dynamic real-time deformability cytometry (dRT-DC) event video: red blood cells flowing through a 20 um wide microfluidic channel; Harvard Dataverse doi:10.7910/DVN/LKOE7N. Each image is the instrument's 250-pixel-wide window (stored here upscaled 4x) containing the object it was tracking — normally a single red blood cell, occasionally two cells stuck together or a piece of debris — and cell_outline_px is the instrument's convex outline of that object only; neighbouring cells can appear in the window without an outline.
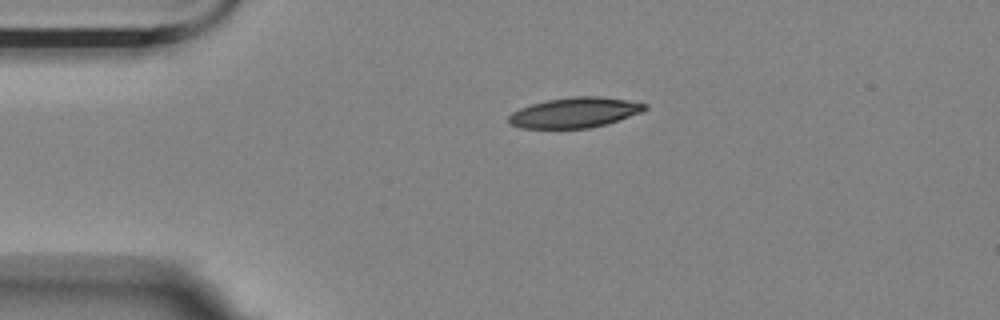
{"species": "Egyptian fruit bat (a non-hibernating species)", "species_latin": "Rousettus aegyptiacus", "temperature_condition": "room temperature", "stored_images_in_passage": 2, "camera_frame_rate_fps": 3000, "um_per_image_px": 0.085, "animal": {"sex": "female"}, "frame": {"image": 1, "passage_image": 1, "time_ms": 0.0, "image_size_px": [1000, 320], "cell_outline_px": [[648, 108], [640, 112], [608, 124], [588, 128], [520, 128], [508, 124], [508, 116], [512, 112], [520, 108], [532, 104], [548, 100], [572, 96], [596, 96], [624, 100], [648, 104]], "centroid_in_image_um": [48.81, 9.58], "position_along_channel_um": 36.2, "area_um2": 23.87}}
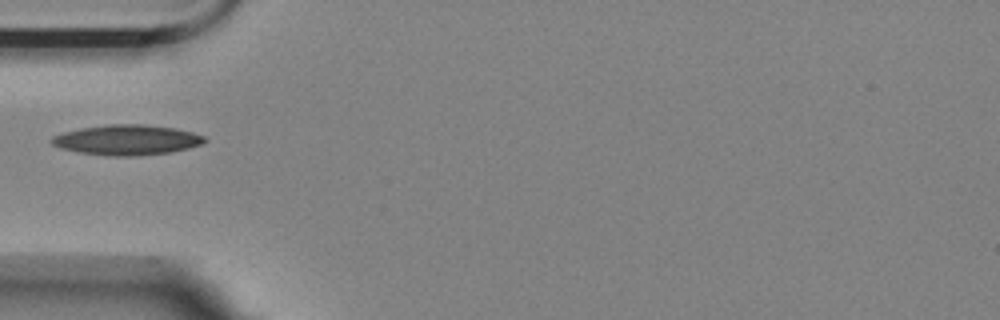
{"frame": {"image": 2, "passage_image": 2, "time_ms": 0.333, "image_size_px": [1000, 320], "cell_outline_px": [[208, 140], [200, 144], [188, 148], [172, 152], [136, 156], [112, 156], [76, 152], [60, 148], [52, 144], [48, 140], [52, 136], [64, 132], [80, 128], [104, 124], [144, 124], [176, 128], [192, 132], [204, 136]], "centroid_in_image_um": [10.76, 11.89], "position_along_channel_um": 74.2, "area_um2": 27.17}}